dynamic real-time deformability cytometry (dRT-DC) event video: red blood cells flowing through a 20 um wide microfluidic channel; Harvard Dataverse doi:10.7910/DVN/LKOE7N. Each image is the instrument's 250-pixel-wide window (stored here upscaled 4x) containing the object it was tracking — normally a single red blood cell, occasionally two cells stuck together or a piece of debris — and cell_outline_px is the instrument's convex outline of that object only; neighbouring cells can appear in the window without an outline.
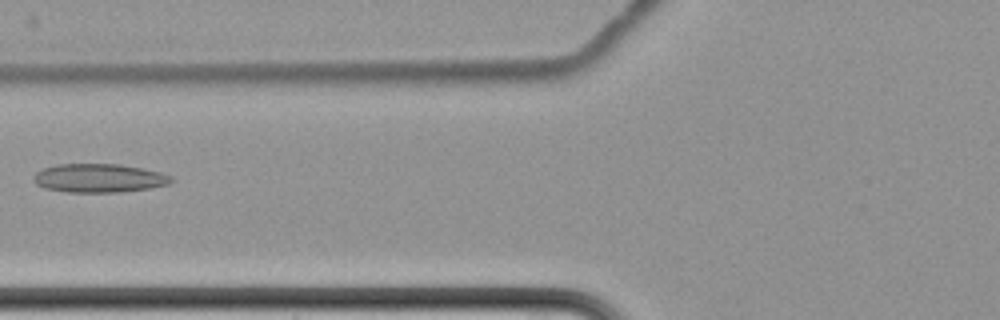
{"species": "common noctule bat (a hibernating species)", "species_latin": "Nyctalus noctula", "temperature_condition": "cold", "stored_images_in_passage": 6, "camera_frame_rate_fps": 3000, "um_per_image_px": 0.085, "animal": {"sex": "female", "body_mass_g": 22.7, "forearm_length_mm": 54.2}, "frame": {"image": 1, "passage_image": 6, "time_ms": 6.333, "image_size_px": [1000, 320], "cell_outline_px": [[172, 180], [168, 184], [148, 188], [120, 192], [68, 192], [44, 188], [36, 184], [32, 180], [32, 176], [36, 172], [44, 168], [60, 164], [120, 164], [144, 168], [160, 172], [172, 176]], "centroid_in_image_um": [8.39, 15.13], "position_along_channel_um": 117.4, "area_um2": 23.0}}